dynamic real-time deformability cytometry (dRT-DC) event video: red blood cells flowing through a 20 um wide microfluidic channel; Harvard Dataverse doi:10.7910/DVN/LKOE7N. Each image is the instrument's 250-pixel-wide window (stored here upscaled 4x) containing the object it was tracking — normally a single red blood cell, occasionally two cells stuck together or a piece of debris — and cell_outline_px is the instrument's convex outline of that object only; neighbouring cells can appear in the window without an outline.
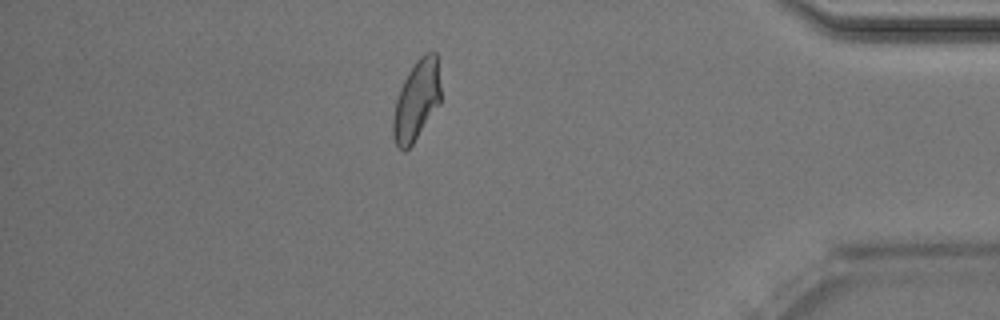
{"species": "Egyptian fruit bat (a non-hibernating species)", "species_latin": "Rousettus aegyptiacus", "temperature_condition": "room temperature", "stored_images_in_passage": 48, "camera_frame_rate_fps": 3000, "um_per_image_px": 0.085, "animal": {"sex": "male"}, "frame": {"image": 1, "passage_image": 41, "time_ms": 13.333, "image_size_px": [1000, 320], "cell_outline_px": [[440, 104], [412, 144], [404, 152], [396, 144], [392, 136], [392, 120], [396, 100], [400, 88], [408, 72], [416, 60], [424, 52], [436, 52], [440, 88]], "centroid_in_image_um": [35.39, 8.54], "position_along_channel_um": 399.8, "area_um2": 22.14}, "authors_computed_cell_mechanics": {"area_um2": 22.6576, "velocity_mm_per_s": 4.0308, "shape_relaxation_time_tau1_ms": 5.4376, "shape_relaxation_time_tau2_ms": 2.4849, "deformation_change_tau1": 0.1729, "deformation_change_tau2": 0.0958}}